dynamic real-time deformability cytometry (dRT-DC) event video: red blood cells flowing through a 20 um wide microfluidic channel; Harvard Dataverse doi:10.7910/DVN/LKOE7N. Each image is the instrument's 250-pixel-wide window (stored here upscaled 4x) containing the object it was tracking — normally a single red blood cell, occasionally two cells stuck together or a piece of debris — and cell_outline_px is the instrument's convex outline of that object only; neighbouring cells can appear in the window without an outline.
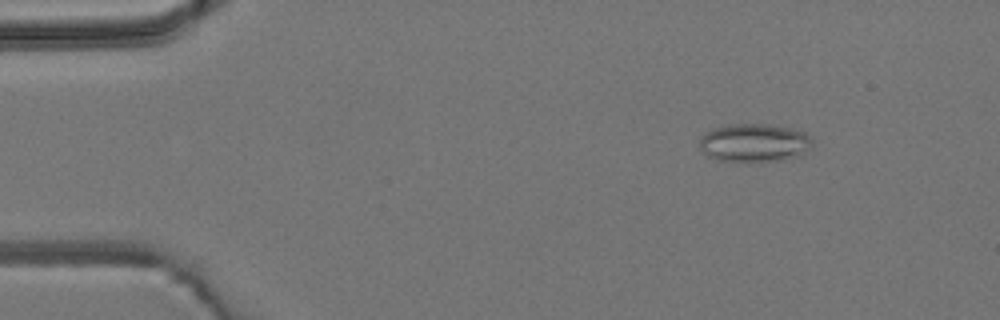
{"species": "common noctule bat (a hibernating species)", "species_latin": "Nyctalus noctula", "temperature_condition": "room temperature", "stored_images_in_passage": 5, "camera_frame_rate_fps": 3000, "um_per_image_px": 0.085, "animal": {"sex": "male", "body_mass_g": 19.2, "forearm_length_mm": 51.8}, "frame": {"image": 1, "passage_image": 2, "time_ms": 1.333, "image_size_px": [1000, 320], "cell_outline_px": [[812, 148], [800, 156], [776, 160], [716, 160], [708, 156], [700, 148], [700, 136], [704, 132], [712, 128], [728, 124], [768, 124], [792, 128], [804, 132], [812, 140]], "centroid_in_image_um": [64.11, 12.11], "position_along_channel_um": 20.9, "area_um2": 25.09}}